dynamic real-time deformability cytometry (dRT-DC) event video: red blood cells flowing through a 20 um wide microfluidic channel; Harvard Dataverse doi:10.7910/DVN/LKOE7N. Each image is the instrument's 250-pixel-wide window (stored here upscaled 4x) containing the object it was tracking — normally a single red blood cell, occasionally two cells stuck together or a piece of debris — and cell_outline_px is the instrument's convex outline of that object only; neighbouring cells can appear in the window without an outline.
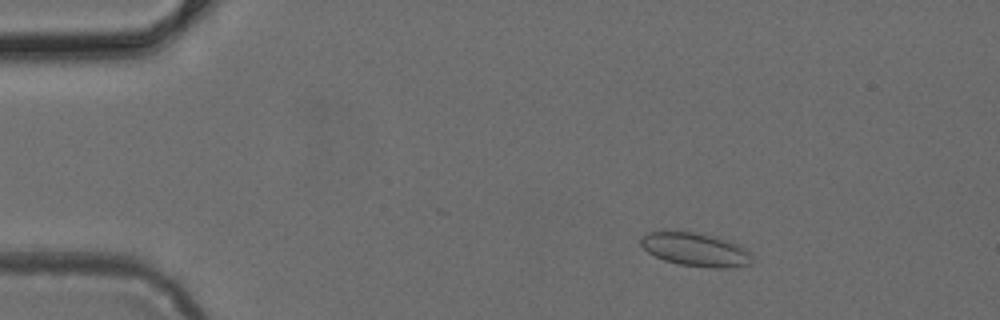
{"species": "common noctule bat (a hibernating species)", "species_latin": "Nyctalus noctula", "temperature_condition": "cold", "stored_images_in_passage": 10, "camera_frame_rate_fps": 3000, "um_per_image_px": 0.085, "animal": {"sex": "female", "body_mass_g": 24.6, "forearm_length_mm": 56.2}, "frame": {"image": 1, "passage_image": 2, "time_ms": 0.333, "image_size_px": [1000, 320], "cell_outline_px": [[752, 264], [732, 268], [712, 268], [680, 264], [664, 260], [648, 252], [640, 244], [640, 236], [648, 232], [668, 228], [704, 232], [728, 240], [744, 248], [752, 256]], "centroid_in_image_um": [59.07, 21.15], "position_along_channel_um": 25.9, "area_um2": 22.6}}